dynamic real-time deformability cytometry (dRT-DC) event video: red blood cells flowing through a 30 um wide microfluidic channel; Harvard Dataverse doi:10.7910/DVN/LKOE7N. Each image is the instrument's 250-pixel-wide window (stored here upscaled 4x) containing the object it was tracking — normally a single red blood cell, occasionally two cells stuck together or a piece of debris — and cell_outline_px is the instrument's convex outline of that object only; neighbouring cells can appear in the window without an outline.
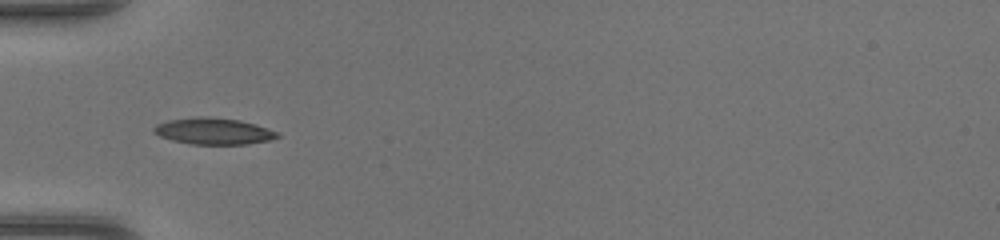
{"species": "common noctule bat (a hibernating species)", "species_latin": "Nyctalus noctula", "temperature_condition": "warm", "stored_images_in_passage": 32, "camera_frame_rate_fps": 3000, "um_per_image_px": 0.085, "animal": {"sex": "female", "body_mass_g": 17.0, "forearm_length_mm": 48.0}, "frame": {"image": 1, "passage_image": 1, "time_ms": 0.0, "image_size_px": [1000, 240], "cell_outline_px": [[280, 136], [268, 140], [248, 144], [192, 144], [172, 140], [160, 136], [152, 132], [152, 128], [156, 124], [168, 120], [196, 116], [208, 116], [240, 120], [256, 124], [276, 132]], "centroid_in_image_um": [18.09, 11.13], "position_along_channel_um": 66.9, "area_um2": 19.07}}
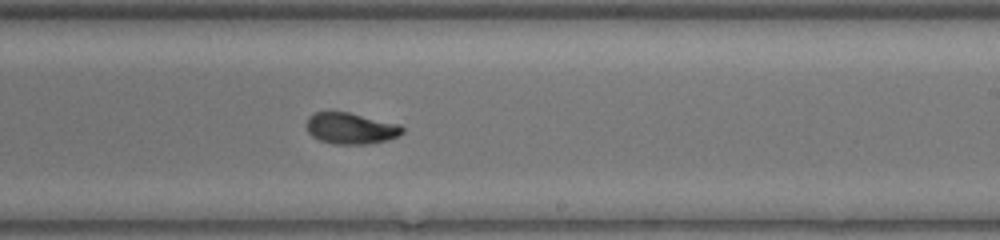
{"frame": {"image": 2, "passage_image": 14, "time_ms": 4.333, "image_size_px": [1000, 240], "cell_outline_px": [[404, 132], [400, 136], [388, 140], [368, 144], [332, 144], [320, 140], [312, 136], [308, 132], [304, 124], [308, 116], [316, 112], [348, 112], [400, 124], [404, 128]], "centroid_in_image_um": [29.82, 10.91], "position_along_channel_um": 259.2, "area_um2": 17.74}}
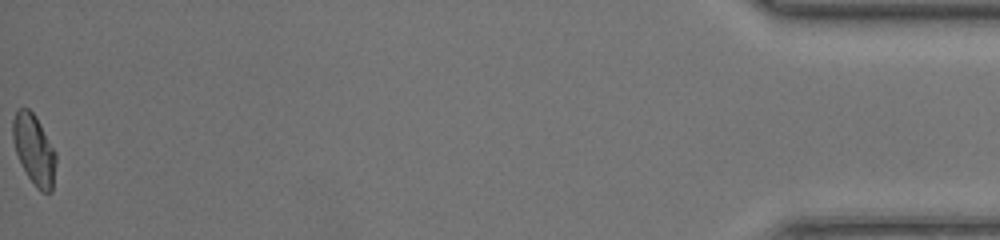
{"frame": {"image": 3, "passage_image": 32, "time_ms": 10.333, "image_size_px": [1000, 240], "cell_outline_px": [[56, 164], [52, 192], [44, 192], [36, 188], [28, 176], [16, 152], [12, 136], [12, 120], [16, 108], [28, 108], [36, 116], [56, 152]], "centroid_in_image_um": [2.9, 12.69], "position_along_channel_um": 432.3, "area_um2": 17.63}}